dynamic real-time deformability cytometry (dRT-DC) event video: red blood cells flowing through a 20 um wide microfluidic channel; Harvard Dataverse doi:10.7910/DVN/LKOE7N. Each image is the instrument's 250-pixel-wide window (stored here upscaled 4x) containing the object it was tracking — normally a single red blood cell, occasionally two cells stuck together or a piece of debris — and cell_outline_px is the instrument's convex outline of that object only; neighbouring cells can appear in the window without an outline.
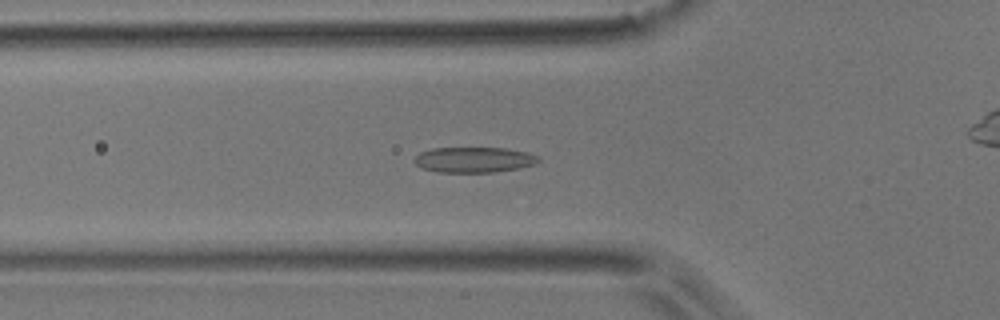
{"species": "common noctule bat (a hibernating species)", "species_latin": "Nyctalus noctula", "temperature_condition": "room temperature", "stored_images_in_passage": 19, "camera_frame_rate_fps": 3000, "um_per_image_px": 0.085, "animal": {"sex": "male", "body_mass_g": 17.9}, "frame": {"image": 1, "passage_image": 9, "time_ms": 2.667, "image_size_px": [1000, 320], "cell_outline_px": [[540, 160], [536, 164], [520, 168], [492, 172], [436, 172], [420, 168], [412, 160], [420, 152], [432, 148], [508, 148], [528, 152], [536, 156]], "centroid_in_image_um": [40.27, 13.58], "position_along_channel_um": 85.5, "area_um2": 18.55}}
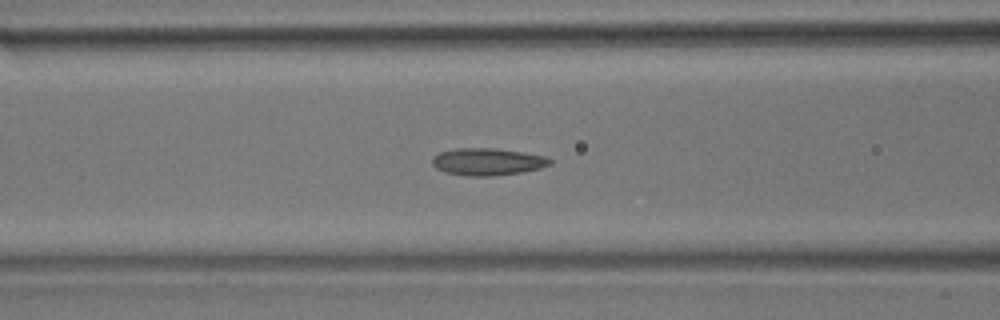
{"frame": {"image": 2, "passage_image": 12, "time_ms": 3.667, "image_size_px": [1000, 320], "cell_outline_px": [[552, 164], [540, 168], [524, 172], [492, 176], [468, 176], [444, 172], [436, 168], [432, 164], [432, 156], [440, 152], [456, 148], [496, 148], [524, 152], [544, 156], [552, 160]], "centroid_in_image_um": [41.44, 13.75], "position_along_channel_um": 125.2, "area_um2": 18.84}}
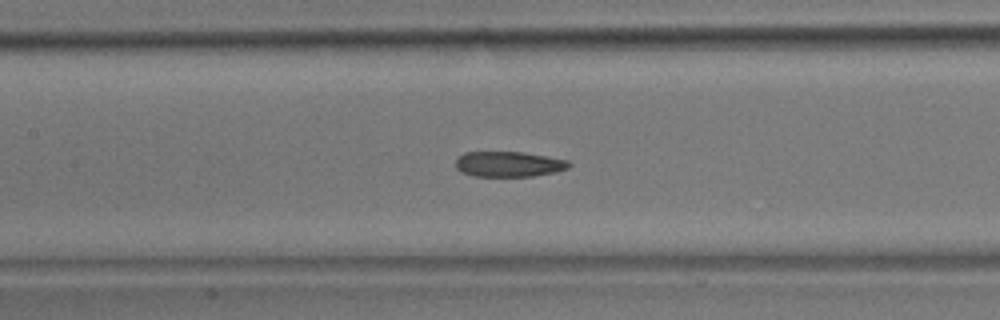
{"frame": {"image": 3, "passage_image": 15, "time_ms": 4.667, "image_size_px": [1000, 320], "cell_outline_px": [[572, 164], [568, 168], [556, 172], [532, 176], [476, 176], [460, 172], [456, 168], [456, 160], [464, 152], [524, 152], [548, 156], [568, 160]], "centroid_in_image_um": [43.27, 13.95], "position_along_channel_um": 164.1, "area_um2": 16.82}}